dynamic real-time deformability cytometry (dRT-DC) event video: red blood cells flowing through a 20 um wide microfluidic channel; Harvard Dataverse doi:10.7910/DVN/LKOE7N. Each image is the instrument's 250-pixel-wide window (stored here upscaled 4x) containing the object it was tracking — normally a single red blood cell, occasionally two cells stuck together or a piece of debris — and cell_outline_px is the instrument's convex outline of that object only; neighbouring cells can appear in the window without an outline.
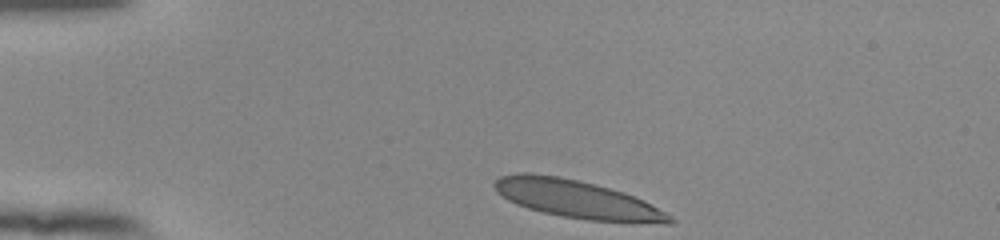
{"species": "human", "species_latin": "Homo sapiens", "temperature_condition": "room temperature", "stored_images_in_passage": 35, "camera_frame_rate_fps": 3000, "um_per_image_px": 0.085, "donor": {"sex": "female"}, "frame": {"image": 1, "passage_image": 1, "time_ms": 0.0, "image_size_px": [1000, 240], "cell_outline_px": [[676, 220], [672, 224], [664, 224], [588, 220], [564, 216], [544, 212], [528, 208], [516, 204], [508, 200], [496, 192], [492, 184], [500, 176], [516, 172], [532, 172], [560, 176], [596, 184], [624, 192], [644, 200], [672, 216]], "centroid_in_image_um": [49.05, 16.92], "position_along_channel_um": 36.0, "area_um2": 39.07}}
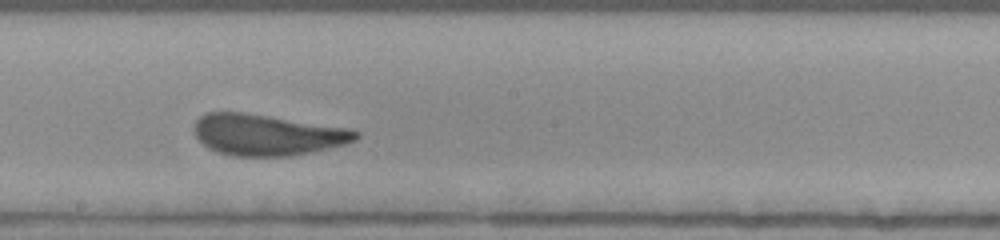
{"frame": {"image": 2, "passage_image": 20, "time_ms": 6.333, "image_size_px": [1000, 240], "cell_outline_px": [[360, 136], [356, 140], [344, 144], [312, 152], [288, 156], [236, 156], [216, 152], [208, 148], [196, 136], [192, 128], [196, 120], [204, 112], [244, 112], [348, 128], [360, 132]], "centroid_in_image_um": [22.67, 11.45], "position_along_channel_um": 225.5, "area_um2": 38.78}}
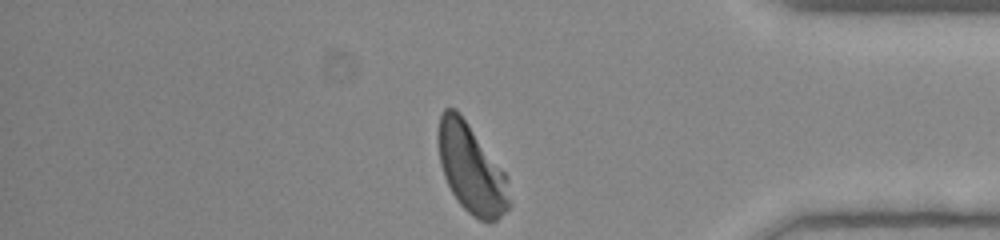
{"frame": {"image": 3, "passage_image": 35, "time_ms": 11.333, "image_size_px": [1000, 240], "cell_outline_px": [[512, 204], [496, 220], [480, 220], [472, 216], [456, 200], [444, 176], [440, 164], [436, 140], [436, 132], [440, 112], [444, 108], [456, 108], [508, 176]], "centroid_in_image_um": [40.04, 14.32], "position_along_channel_um": 395.2, "area_um2": 37.28}, "authors_computed_cell_mechanics": {"area_um2": 38.7838, "velocity_mm_per_s": 3.8334, "shape_relaxation_time_tau1_ms": 6.3743, "shape_relaxation_time_tau2_ms": null, "deformation_change_tau1": 0.2094, "deformation_change_tau2": null}}